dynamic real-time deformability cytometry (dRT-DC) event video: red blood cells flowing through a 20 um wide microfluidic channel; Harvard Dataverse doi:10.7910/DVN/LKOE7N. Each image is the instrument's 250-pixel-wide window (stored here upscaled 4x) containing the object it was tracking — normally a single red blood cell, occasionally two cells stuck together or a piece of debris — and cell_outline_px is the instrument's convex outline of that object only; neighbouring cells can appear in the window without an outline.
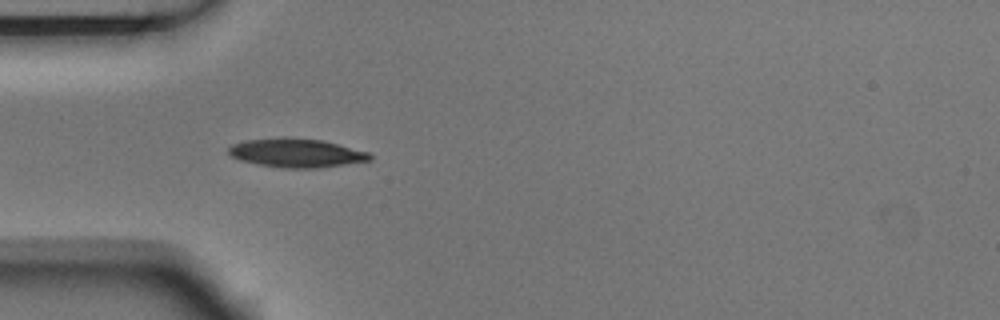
{"species": "Egyptian fruit bat (a non-hibernating species)", "species_latin": "Rousettus aegyptiacus", "temperature_condition": "room temperature", "stored_images_in_passage": 8, "camera_frame_rate_fps": 3000, "um_per_image_px": 0.085, "animal": {"sex": "male"}, "frame": {"image": 1, "passage_image": 5, "time_ms": 1.333, "image_size_px": [1000, 320], "cell_outline_px": [[372, 160], [316, 168], [284, 168], [260, 164], [240, 160], [232, 156], [228, 152], [228, 148], [232, 144], [244, 140], [284, 136], [288, 136], [320, 140], [368, 152], [372, 156]], "centroid_in_image_um": [25.15, 12.98], "position_along_channel_um": 59.9, "area_um2": 23.64}}
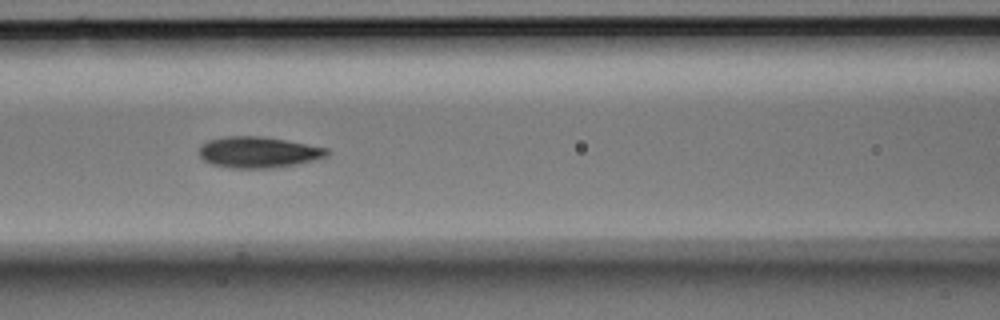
{"frame": {"image": 2, "passage_image": 7, "time_ms": 2.0, "image_size_px": [1000, 320], "cell_outline_px": [[328, 156], [296, 164], [276, 168], [228, 168], [212, 164], [204, 160], [200, 156], [200, 148], [208, 140], [228, 136], [260, 136], [284, 140], [328, 148]], "centroid_in_image_um": [21.96, 12.95], "position_along_channel_um": 144.6, "area_um2": 22.95}}
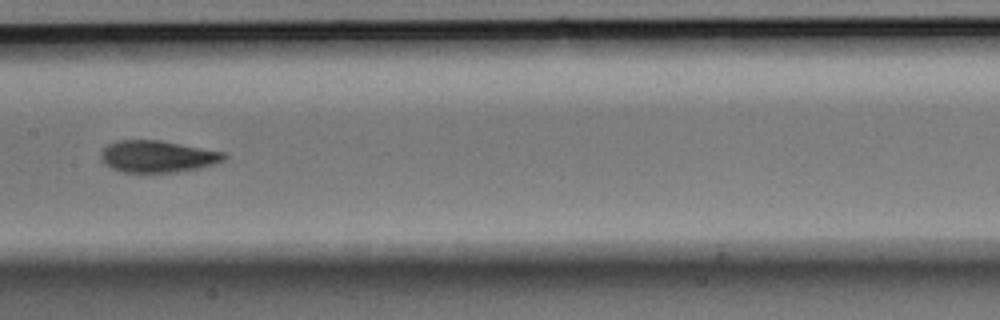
{"frame": {"image": 3, "passage_image": 8, "time_ms": 2.333, "image_size_px": [1000, 320], "cell_outline_px": [[228, 156], [224, 160], [200, 168], [176, 172], [120, 172], [108, 168], [100, 160], [100, 152], [108, 144], [116, 140], [160, 140], [224, 152]], "centroid_in_image_um": [13.33, 13.3], "position_along_channel_um": 194.1, "area_um2": 23.06}}